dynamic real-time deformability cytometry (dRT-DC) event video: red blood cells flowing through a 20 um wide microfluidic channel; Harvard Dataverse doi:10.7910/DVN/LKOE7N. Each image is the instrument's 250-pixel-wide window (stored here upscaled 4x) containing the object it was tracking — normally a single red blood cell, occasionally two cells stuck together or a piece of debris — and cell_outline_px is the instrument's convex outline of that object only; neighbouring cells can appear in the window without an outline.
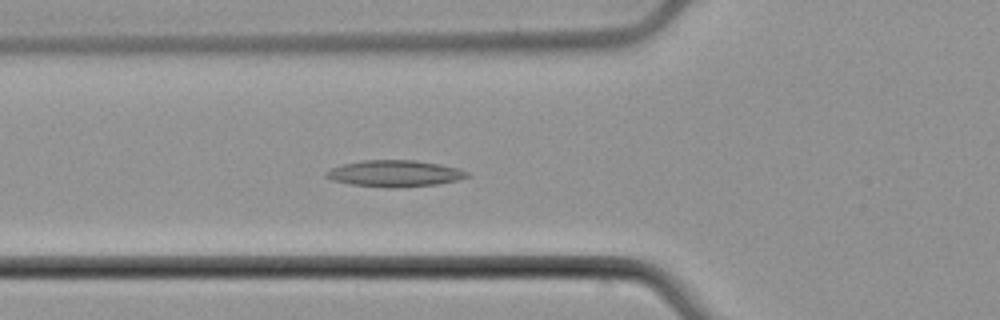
{"species": "common noctule bat (a hibernating species)", "species_latin": "Nyctalus noctula", "temperature_condition": "cold", "stored_images_in_passage": 55, "camera_frame_rate_fps": 3000, "um_per_image_px": 0.085, "animal": {"sex": "male", "body_mass_g": 21.5, "forearm_length_mm": 52.0}, "frame": {"image": 1, "passage_image": 20, "time_ms": 6.333, "image_size_px": [1000, 320], "cell_outline_px": [[472, 176], [456, 180], [436, 184], [396, 188], [384, 188], [352, 184], [332, 180], [324, 176], [324, 172], [340, 164], [360, 160], [416, 160], [440, 164], [456, 168], [468, 172]], "centroid_in_image_um": [33.51, 14.74], "position_along_channel_um": 92.3, "area_um2": 21.91}}
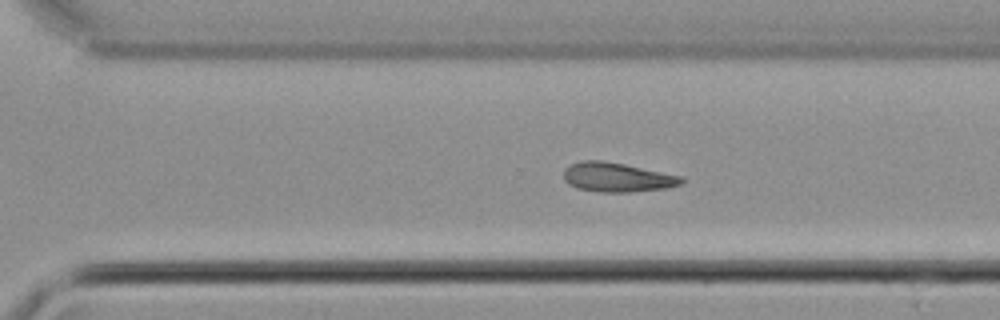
{"frame": {"image": 2, "passage_image": 38, "time_ms": 12.333, "image_size_px": [1000, 320], "cell_outline_px": [[688, 180], [680, 184], [668, 188], [628, 192], [600, 192], [576, 188], [568, 184], [564, 180], [564, 168], [568, 164], [584, 160], [600, 160], [624, 164], [684, 176]], "centroid_in_image_um": [52.47, 15.06], "position_along_channel_um": 318.1, "area_um2": 20.4}}
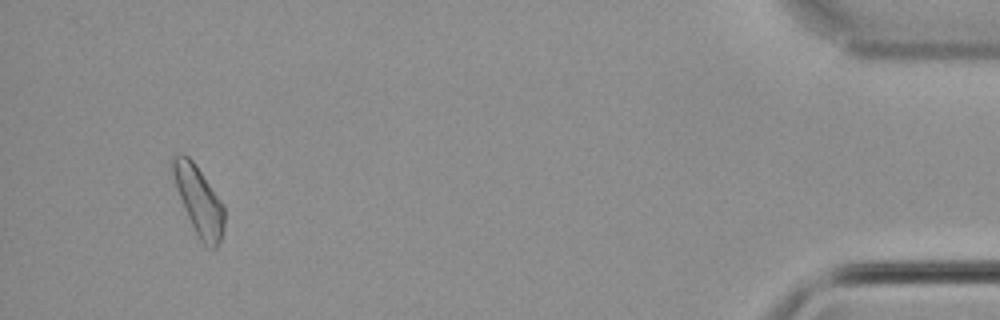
{"frame": {"image": 3, "passage_image": 52, "time_ms": 17.0, "image_size_px": [1000, 320], "cell_outline_px": [[224, 228], [220, 240], [216, 248], [212, 252], [196, 236], [184, 208], [176, 188], [168, 164], [168, 160], [172, 156], [188, 156], [192, 160], [224, 204]], "centroid_in_image_um": [16.88, 17.07], "position_along_channel_um": 418.3, "area_um2": 20.87}}